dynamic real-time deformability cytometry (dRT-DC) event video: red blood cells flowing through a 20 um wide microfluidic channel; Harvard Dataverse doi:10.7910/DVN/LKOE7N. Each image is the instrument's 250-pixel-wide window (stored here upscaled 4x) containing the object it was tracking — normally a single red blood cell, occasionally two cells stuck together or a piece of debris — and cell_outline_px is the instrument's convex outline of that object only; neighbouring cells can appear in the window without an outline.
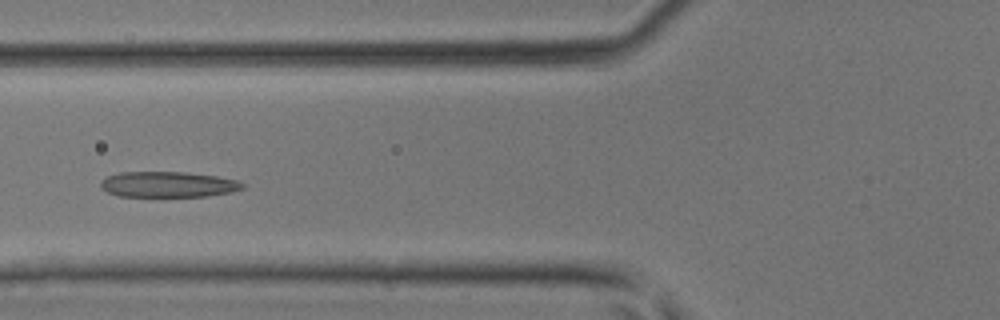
{"species": "common noctule bat (a hibernating species)", "species_latin": "Nyctalus noctula", "temperature_condition": "room temperature", "stored_images_in_passage": 34, "segment_of_instrument_passage": [1, 2], "camera_frame_rate_fps": 3000, "um_per_image_px": 0.085, "animal": {"sex": "male", "body_mass_g": 17.9, "forearm_length_mm": 54.2}, "frame": {"image": 1, "passage_image": 6, "time_ms": 1.667, "image_size_px": [1000, 320], "cell_outline_px": [[244, 188], [232, 192], [208, 196], [164, 200], [120, 196], [108, 192], [100, 188], [100, 180], [108, 176], [120, 172], [184, 172], [216, 176], [236, 180], [244, 184]], "centroid_in_image_um": [14.25, 15.74], "position_along_channel_um": 111.5, "area_um2": 22.43}}
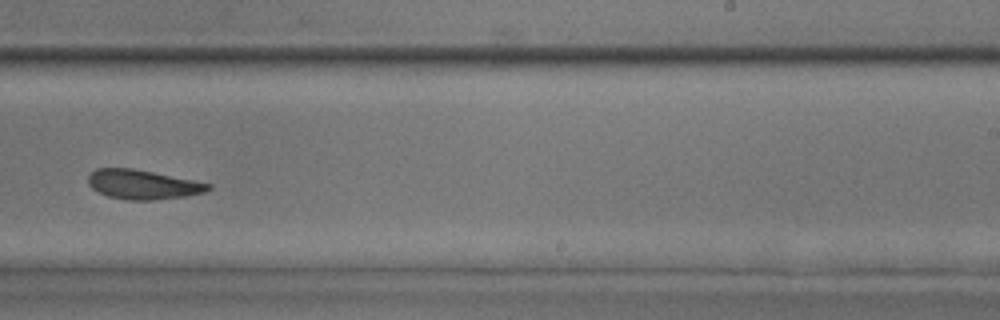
{"frame": {"image": 2, "passage_image": 17, "time_ms": 5.333, "image_size_px": [1000, 320], "cell_outline_px": [[212, 188], [204, 192], [184, 196], [152, 200], [124, 200], [108, 196], [92, 188], [88, 184], [88, 176], [96, 168], [132, 168], [212, 184]], "centroid_in_image_um": [12.11, 15.68], "position_along_channel_um": 276.9, "area_um2": 20.35}}
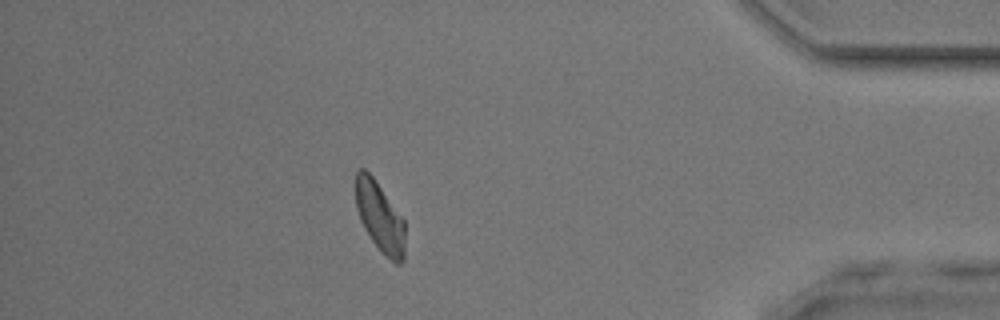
{"frame": {"image": 3, "passage_image": 28, "time_ms": 9.0, "image_size_px": [1000, 320], "cell_outline_px": [[404, 260], [400, 264], [396, 264], [380, 252], [364, 228], [360, 220], [356, 208], [356, 172], [360, 168], [364, 168], [372, 176], [404, 220]], "centroid_in_image_um": [32.28, 18.48], "position_along_channel_um": 402.9, "area_um2": 19.94}}